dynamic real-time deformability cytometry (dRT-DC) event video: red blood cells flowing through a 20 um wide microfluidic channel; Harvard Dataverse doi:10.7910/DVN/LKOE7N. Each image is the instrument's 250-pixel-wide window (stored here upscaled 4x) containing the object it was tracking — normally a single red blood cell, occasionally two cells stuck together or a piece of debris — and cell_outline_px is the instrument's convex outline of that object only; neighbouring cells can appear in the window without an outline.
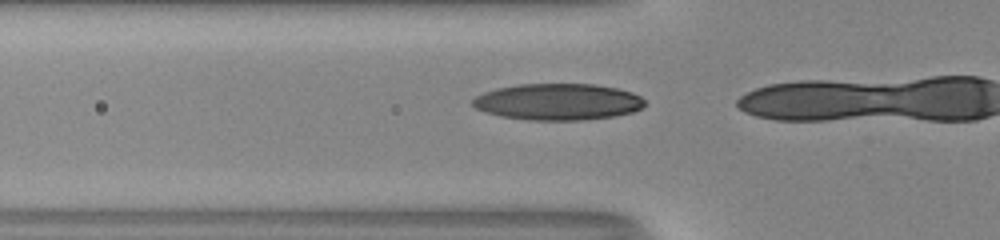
{"species": "human", "species_latin": "Homo sapiens", "temperature_condition": "room temperature", "stored_images_in_passage": 17, "camera_frame_rate_fps": 3000, "um_per_image_px": 0.085, "donor": {"sex": "male"}, "frame": {"image": 1, "passage_image": 15, "time_ms": 4.667, "image_size_px": [1000, 240], "cell_outline_px": [[644, 104], [640, 108], [632, 112], [612, 116], [584, 120], [528, 120], [500, 116], [484, 112], [476, 108], [472, 104], [472, 100], [476, 96], [484, 92], [496, 88], [516, 84], [592, 84], [616, 88], [632, 92], [640, 96], [644, 100]], "centroid_in_image_um": [47.38, 8.65], "position_along_channel_um": 78.4, "area_um2": 36.59}}